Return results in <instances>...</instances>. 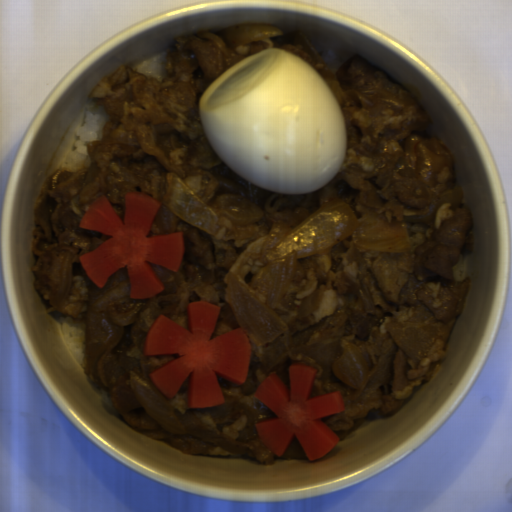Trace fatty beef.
<instances>
[{
  "mask_svg": "<svg viewBox=\"0 0 512 512\" xmlns=\"http://www.w3.org/2000/svg\"><path fill=\"white\" fill-rule=\"evenodd\" d=\"M225 30L193 33L164 50L162 81L124 64L94 88V105L108 119L103 135L88 143L90 166L59 168L35 208L30 273L47 311L59 321L85 323L86 364L81 367L135 431L189 456L250 457L272 465L306 460L297 437L277 456L256 424L278 418L254 394L275 372L288 392L290 368L317 369L308 398L339 392L344 409L316 419L338 441L372 417H390L411 399L446 360L449 334L463 313L468 277L454 279L458 262L476 246L469 202L454 174L450 148L437 135L434 117L383 69L353 56L331 69L310 36L282 35L228 44ZM281 48L321 74L345 119L347 150L336 177L305 195L260 189L226 165L202 127L199 100L224 71L262 50ZM178 177L218 219L216 235L202 231L165 207L170 176ZM160 202L148 237L182 232L177 273L148 262L164 290L144 299L134 323L110 318L139 299L127 294L106 309L96 301L128 285L121 267L98 288L79 255L112 236L80 228L98 197L109 199L123 220L127 192ZM350 205L363 226L407 224L413 238L405 253L361 252L349 239L299 258L286 295L273 310L287 330L252 347L248 377L236 384L218 376L225 403L188 408V381L172 407L201 424L173 435L132 391L131 372L153 384L152 370L175 356L143 354L157 316L188 330L187 306L207 301L221 307L211 338L240 329L225 299L224 279L241 273L246 285L268 301L274 270L272 250L293 227L340 204ZM367 356L359 389L335 375L345 346Z\"/></svg>",
  "mask_w": 512,
  "mask_h": 512,
  "instance_id": "8fa450e3",
  "label": "fatty beef"
}]
</instances>
